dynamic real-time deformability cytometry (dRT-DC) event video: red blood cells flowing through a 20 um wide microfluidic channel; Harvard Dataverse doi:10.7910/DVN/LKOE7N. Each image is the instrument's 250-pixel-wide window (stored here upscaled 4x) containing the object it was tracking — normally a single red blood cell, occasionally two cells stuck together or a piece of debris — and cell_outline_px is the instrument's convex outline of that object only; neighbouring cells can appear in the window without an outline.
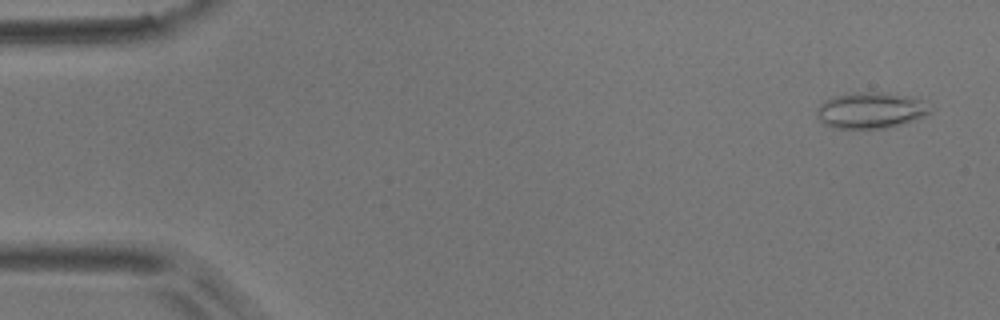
{"species": "common noctule bat (a hibernating species)", "species_latin": "Nyctalus noctula", "temperature_condition": "room temperature", "stored_images_in_passage": 6, "camera_frame_rate_fps": 3000, "um_per_image_px": 0.085, "animal": {"sex": "male", "body_mass_g": 17.9}, "frame": {"image": 1, "passage_image": 1, "time_ms": 0.0, "image_size_px": [1000, 320], "cell_outline_px": [[932, 112], [924, 116], [888, 128], [832, 128], [824, 124], [816, 116], [816, 108], [824, 100], [836, 96], [860, 92], [880, 92], [904, 96], [920, 100]], "centroid_in_image_um": [73.93, 9.39], "position_along_channel_um": 11.1, "area_um2": 23.41}}
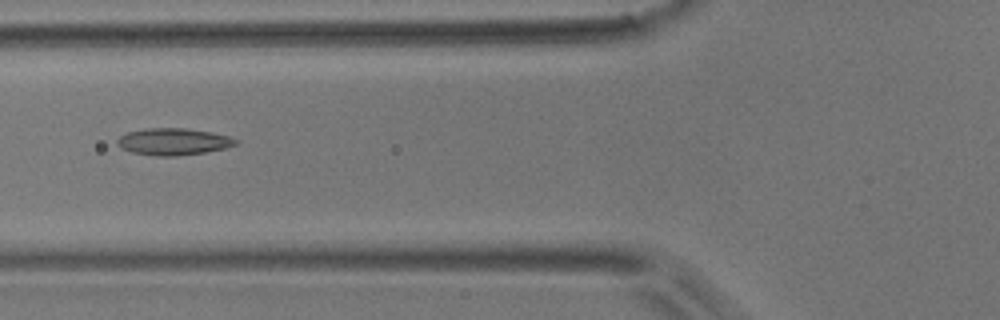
{"frame": {"image": 2, "passage_image": 6, "time_ms": 6.0, "image_size_px": [1000, 320], "cell_outline_px": [[240, 140], [236, 144], [224, 148], [204, 152], [176, 156], [156, 156], [132, 152], [120, 148], [116, 144], [116, 140], [120, 136], [128, 132], [144, 128], [184, 128], [212, 132], [228, 136]], "centroid_in_image_um": [14.71, 12.03], "position_along_channel_um": 111.1, "area_um2": 18.55}}